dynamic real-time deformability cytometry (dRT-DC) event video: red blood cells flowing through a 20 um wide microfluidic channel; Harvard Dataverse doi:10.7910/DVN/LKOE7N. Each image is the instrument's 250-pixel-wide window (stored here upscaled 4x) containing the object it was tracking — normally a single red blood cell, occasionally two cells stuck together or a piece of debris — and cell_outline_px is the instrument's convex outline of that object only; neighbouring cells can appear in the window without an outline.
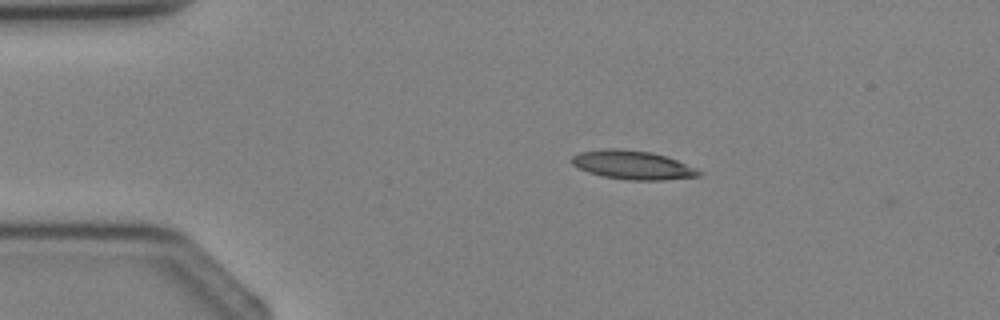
{"species": "Egyptian fruit bat (a non-hibernating species)", "species_latin": "Rousettus aegyptiacus", "temperature_condition": "cold", "stored_images_in_passage": 3, "segment_of_instrument_passage": [1, 2], "camera_frame_rate_fps": 3000, "um_per_image_px": 0.085, "animal": {"sex": "female"}, "frame": {"image": 1, "passage_image": 1, "time_ms": 0.0, "image_size_px": [1000, 320], "cell_outline_px": [[704, 172], [700, 176], [664, 180], [628, 180], [604, 176], [588, 172], [572, 164], [568, 160], [572, 156], [580, 152], [604, 148], [620, 148], [652, 152], [676, 160]], "centroid_in_image_um": [53.75, 14.02], "position_along_channel_um": 31.3, "area_um2": 21.33}}